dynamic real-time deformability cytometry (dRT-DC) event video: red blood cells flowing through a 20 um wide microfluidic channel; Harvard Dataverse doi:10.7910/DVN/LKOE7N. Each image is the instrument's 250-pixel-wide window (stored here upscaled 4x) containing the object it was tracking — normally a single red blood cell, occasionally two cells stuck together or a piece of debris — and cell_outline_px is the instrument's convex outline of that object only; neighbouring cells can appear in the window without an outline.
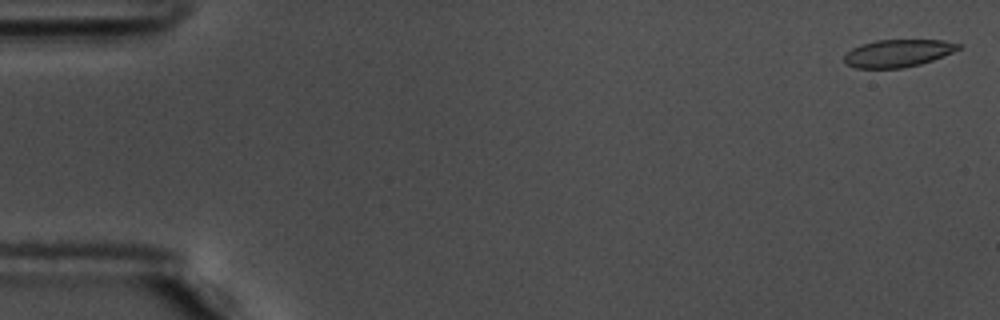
{"species": "common noctule bat (a hibernating species)", "species_latin": "Nyctalus noctula", "temperature_condition": "warm", "stored_images_in_passage": 57, "camera_frame_rate_fps": 3000, "um_per_image_px": 0.085, "animal": {"sex": "male", "body_mass_g": 17.5, "forearm_length_mm": 52.3}, "frame": {"image": 1, "passage_image": 2, "time_ms": 0.333, "image_size_px": [1000, 320], "cell_outline_px": [[964, 44], [960, 48], [952, 52], [932, 60], [920, 64], [904, 68], [856, 68], [848, 64], [844, 60], [844, 56], [852, 48], [860, 44], [876, 40], [944, 40]], "centroid_in_image_um": [76.34, 4.51], "position_along_channel_um": 8.7, "area_um2": 18.26}}
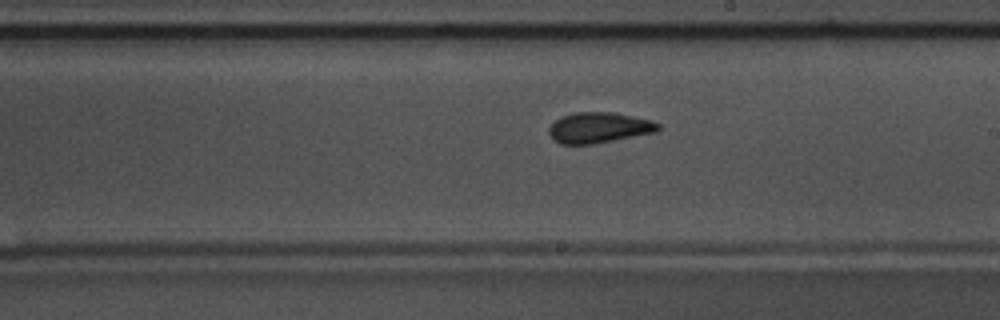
{"frame": {"image": 2, "passage_image": 33, "time_ms": 10.667, "image_size_px": [1000, 320], "cell_outline_px": [[660, 128], [656, 132], [592, 144], [560, 144], [552, 140], [548, 132], [548, 128], [560, 116], [572, 112], [616, 112], [652, 120], [660, 124]], "centroid_in_image_um": [50.89, 10.84], "position_along_channel_um": 238.1, "area_um2": 19.71}}
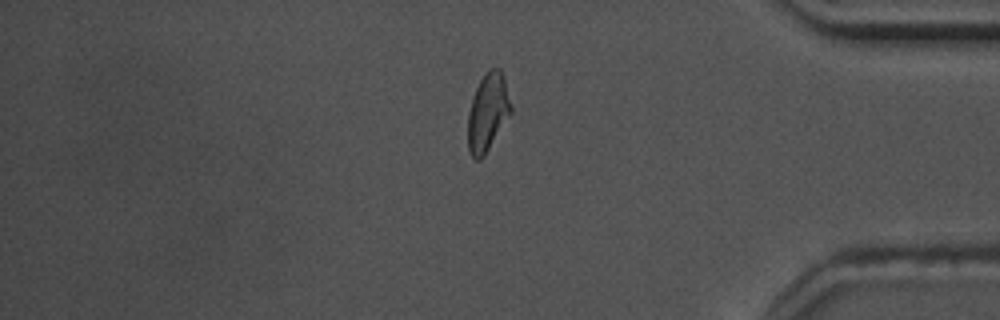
{"frame": {"image": 3, "passage_image": 48, "time_ms": 15.667, "image_size_px": [1000, 320], "cell_outline_px": [[512, 112], [484, 156], [480, 160], [476, 160], [468, 152], [468, 112], [476, 88], [480, 80], [492, 68], [500, 68], [504, 80], [512, 108]], "centroid_in_image_um": [41.45, 9.6], "position_along_channel_um": 393.8, "area_um2": 19.19}, "authors_computed_cell_mechanics": {"area_um2": 19.3052, "velocity_mm_per_s": 3.625, "shape_relaxation_time_tau1_ms": 2.8152, "shape_relaxation_time_tau2_ms": 1.4171, "deformation_change_tau1": 0.1176, "deformation_change_tau2": 0.0839}}